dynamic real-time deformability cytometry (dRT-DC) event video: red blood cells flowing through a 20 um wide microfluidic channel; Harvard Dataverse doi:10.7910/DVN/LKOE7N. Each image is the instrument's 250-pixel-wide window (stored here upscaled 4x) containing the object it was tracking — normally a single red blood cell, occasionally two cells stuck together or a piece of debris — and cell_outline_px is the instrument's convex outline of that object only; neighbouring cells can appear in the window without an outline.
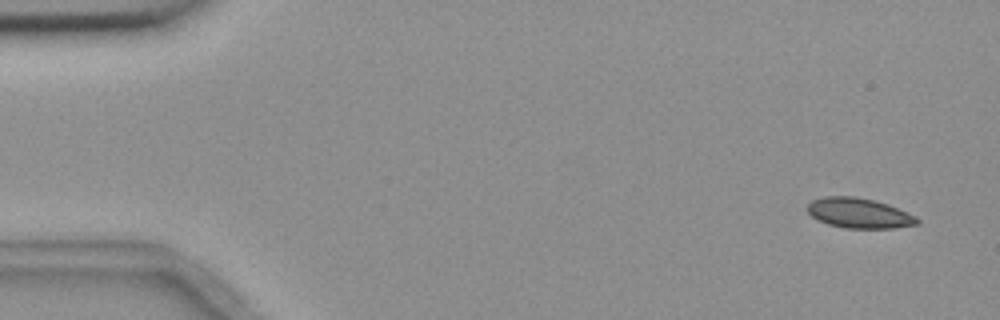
{"species": "common noctule bat (a hibernating species)", "species_latin": "Nyctalus noctula", "temperature_condition": "room temperature", "stored_images_in_passage": 6, "camera_frame_rate_fps": 3000, "um_per_image_px": 0.085, "animal": {"sex": "female", "body_mass_g": 18.4}, "frame": {"image": 1, "passage_image": 1, "time_ms": 0.0, "image_size_px": [1000, 320], "cell_outline_px": [[920, 224], [892, 228], [844, 228], [828, 224], [816, 220], [804, 208], [812, 200], [824, 196], [852, 196], [872, 200], [888, 204], [916, 216], [920, 220]], "centroid_in_image_um": [72.99, 18.12], "position_along_channel_um": 12.0, "area_um2": 19.36}}
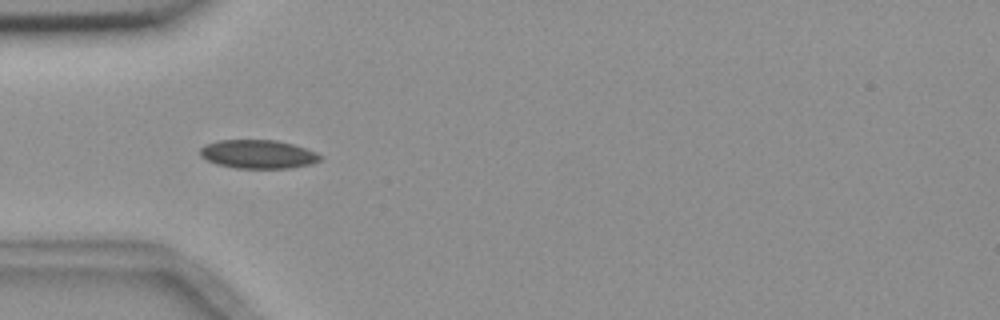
{"frame": {"image": 2, "passage_image": 5, "time_ms": 4.667, "image_size_px": [1000, 320], "cell_outline_px": [[324, 156], [320, 160], [312, 164], [288, 168], [236, 168], [216, 164], [200, 156], [200, 148], [204, 144], [220, 140], [276, 140], [292, 144], [316, 152]], "centroid_in_image_um": [21.93, 13.1], "position_along_channel_um": 63.1, "area_um2": 20.06}}